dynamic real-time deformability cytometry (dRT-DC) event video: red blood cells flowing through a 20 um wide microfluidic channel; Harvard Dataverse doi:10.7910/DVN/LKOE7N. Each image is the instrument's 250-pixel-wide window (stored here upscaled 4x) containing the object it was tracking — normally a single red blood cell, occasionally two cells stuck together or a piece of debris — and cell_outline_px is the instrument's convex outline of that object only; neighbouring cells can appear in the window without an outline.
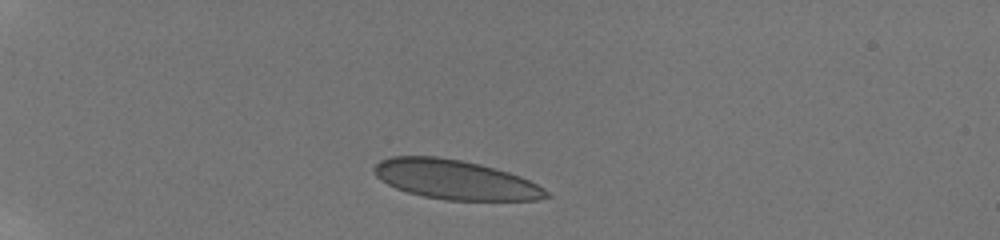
{"species": "human", "species_latin": "Homo sapiens", "temperature_condition": "room temperature", "stored_images_in_passage": 16, "camera_frame_rate_fps": 3000, "um_per_image_px": 0.085, "donor": {"sex": "male"}, "frame": {"image": 1, "passage_image": 1, "time_ms": 0.0, "image_size_px": [1000, 240], "cell_outline_px": [[552, 196], [536, 200], [444, 200], [424, 196], [408, 192], [396, 188], [380, 180], [372, 172], [372, 168], [380, 160], [392, 156], [436, 156], [460, 160], [480, 164], [508, 172], [520, 176], [544, 188]], "centroid_in_image_um": [38.67, 15.27], "position_along_channel_um": 46.3, "area_um2": 39.48}}
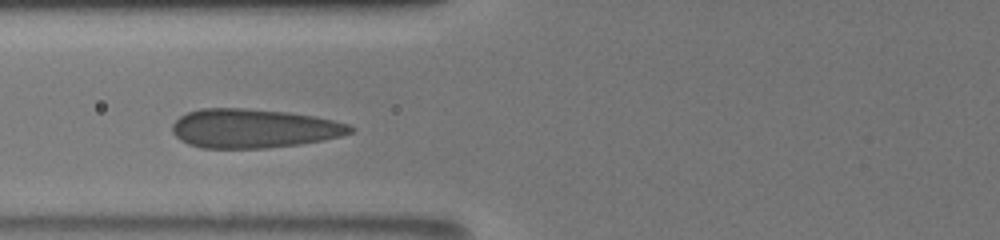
{"frame": {"image": 2, "passage_image": 7, "time_ms": 3.0, "image_size_px": [1000, 240], "cell_outline_px": [[356, 128], [352, 132], [340, 136], [324, 140], [300, 144], [268, 148], [200, 148], [188, 144], [180, 140], [172, 132], [172, 124], [180, 116], [188, 112], [200, 108], [244, 108], [288, 112], [312, 116], [332, 120], [348, 124]], "centroid_in_image_um": [21.54, 10.92], "position_along_channel_um": 104.3, "area_um2": 40.58}}
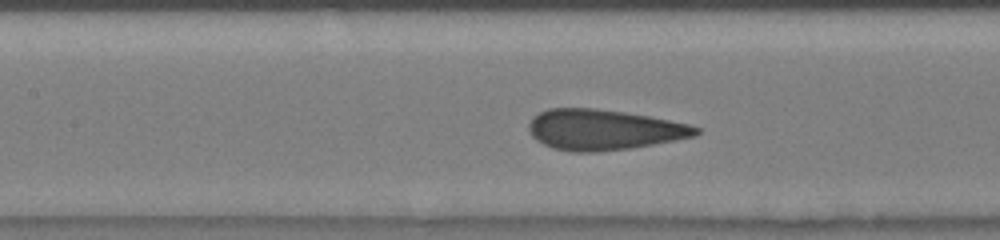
{"frame": {"image": 3, "passage_image": 10, "time_ms": 4.333, "image_size_px": [1000, 240], "cell_outline_px": [[700, 132], [696, 136], [676, 140], [628, 148], [596, 152], [572, 152], [552, 148], [536, 140], [528, 132], [528, 124], [532, 116], [548, 108], [596, 108], [624, 112], [648, 116], [688, 124], [700, 128]], "centroid_in_image_um": [51.26, 11.02], "position_along_channel_um": 156.1, "area_um2": 39.48}}